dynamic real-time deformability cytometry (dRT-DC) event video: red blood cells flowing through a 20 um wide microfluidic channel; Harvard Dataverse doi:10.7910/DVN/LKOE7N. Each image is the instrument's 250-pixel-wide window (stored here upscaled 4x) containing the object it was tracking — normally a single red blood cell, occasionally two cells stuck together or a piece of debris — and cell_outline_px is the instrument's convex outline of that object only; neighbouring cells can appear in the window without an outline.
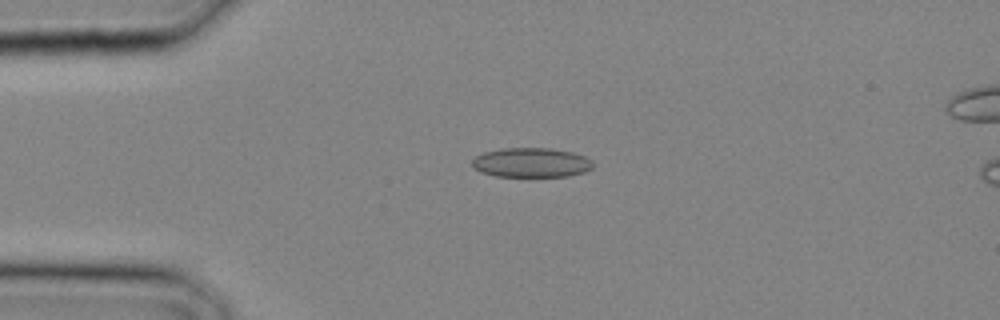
{"species": "common noctule bat (a hibernating species)", "species_latin": "Nyctalus noctula", "temperature_condition": "cold", "stored_images_in_passage": 29, "camera_frame_rate_fps": 3000, "um_per_image_px": 0.085, "animal": {"sex": "male", "body_mass_g": 20.4}, "frame": {"image": 1, "passage_image": 7, "time_ms": 2.0, "image_size_px": [1000, 320], "cell_outline_px": [[592, 168], [584, 172], [568, 176], [496, 176], [480, 172], [472, 164], [472, 160], [476, 156], [484, 152], [500, 148], [552, 148], [572, 152], [584, 156], [592, 160]], "centroid_in_image_um": [45.16, 13.81], "position_along_channel_um": 39.8, "area_um2": 20.75}}
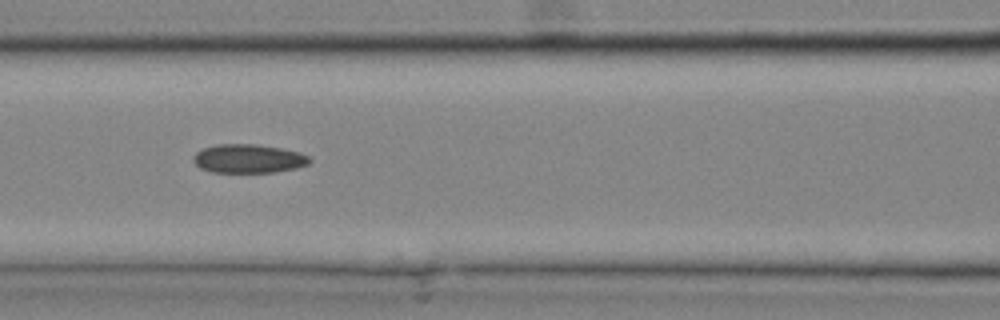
{"frame": {"image": 2, "passage_image": 13, "time_ms": 4.0, "image_size_px": [1000, 320], "cell_outline_px": [[312, 160], [308, 164], [296, 168], [276, 172], [212, 172], [200, 168], [192, 160], [192, 156], [196, 152], [204, 148], [216, 144], [256, 144], [280, 148], [300, 152], [308, 156]], "centroid_in_image_um": [21.11, 13.48], "position_along_channel_um": 145.5, "area_um2": 19.54}}
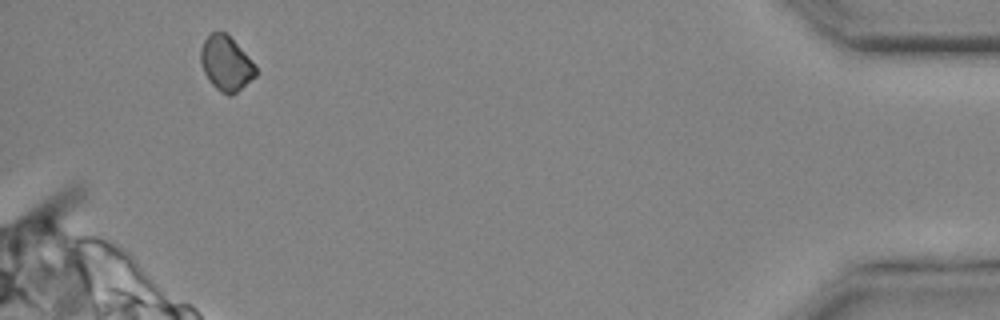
{"frame": {"image": 3, "passage_image": 28, "time_ms": 9.0, "image_size_px": [1000, 320], "cell_outline_px": [[256, 76], [232, 96], [228, 96], [220, 92], [208, 80], [200, 64], [200, 48], [204, 40], [212, 32], [224, 32], [256, 64]], "centroid_in_image_um": [19.2, 5.43], "position_along_channel_um": 416.0, "area_um2": 17.51}}